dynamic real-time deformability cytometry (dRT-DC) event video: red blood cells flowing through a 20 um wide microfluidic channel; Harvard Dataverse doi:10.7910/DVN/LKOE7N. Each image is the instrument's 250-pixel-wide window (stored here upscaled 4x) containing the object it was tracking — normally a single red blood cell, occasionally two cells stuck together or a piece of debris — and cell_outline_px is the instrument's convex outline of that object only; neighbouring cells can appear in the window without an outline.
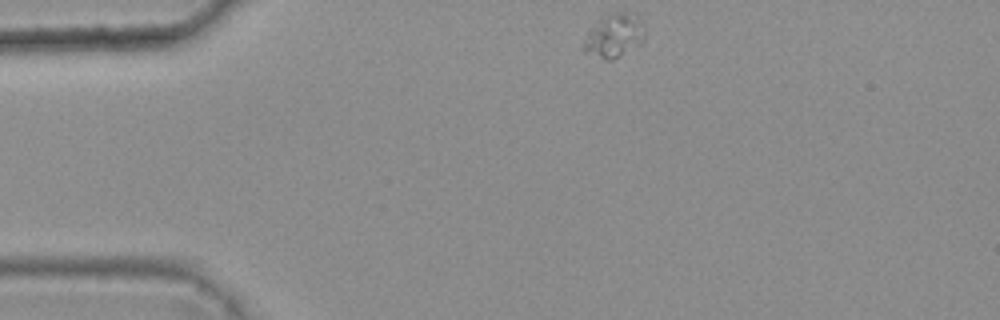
{"species": "common noctule bat (a hibernating species)", "species_latin": "Nyctalus noctula", "temperature_condition": "warm", "stored_images_in_passage": 3, "camera_frame_rate_fps": 3000, "um_per_image_px": 0.085, "animal": {"sex": "female", "body_mass_g": 25.1}, "frame": {"image": 1, "passage_image": 1, "time_ms": 0.0, "image_size_px": [1000, 320], "cell_outline_px": [[644, 44], [612, 60], [604, 60], [584, 52], [580, 48], [592, 28], [600, 20], [616, 12], [636, 12], [640, 16], [644, 28]], "centroid_in_image_um": [52.27, 3.06], "position_along_channel_um": 32.7, "area_um2": 15.72}}
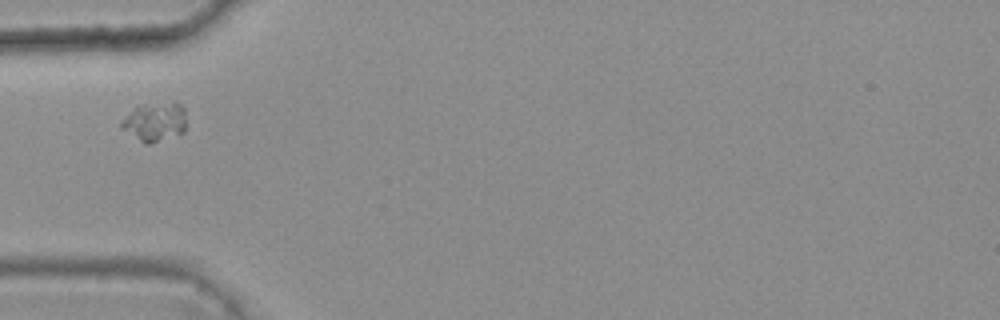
{"frame": {"image": 2, "passage_image": 3, "time_ms": 0.667, "image_size_px": [1000, 320], "cell_outline_px": [[184, 132], [148, 144], [144, 144], [120, 128], [120, 120], [140, 104], [172, 100], [176, 100], [184, 108]], "centroid_in_image_um": [13.14, 10.31], "position_along_channel_um": 71.9, "area_um2": 14.97}}